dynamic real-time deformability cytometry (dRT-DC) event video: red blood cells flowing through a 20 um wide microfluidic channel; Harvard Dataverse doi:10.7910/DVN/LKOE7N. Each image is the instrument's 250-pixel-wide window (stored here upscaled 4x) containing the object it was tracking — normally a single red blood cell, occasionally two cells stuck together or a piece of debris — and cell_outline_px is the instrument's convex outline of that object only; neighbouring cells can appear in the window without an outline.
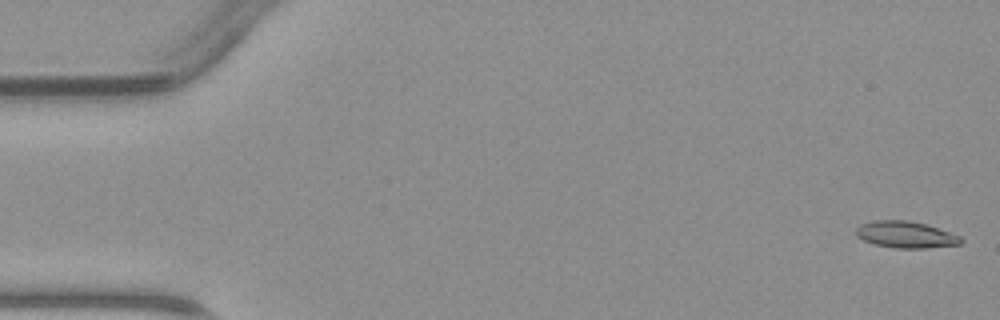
{"species": "common noctule bat (a hibernating species)", "species_latin": "Nyctalus noctula", "temperature_condition": "warm", "stored_images_in_passage": 46, "camera_frame_rate_fps": 3000, "um_per_image_px": 0.085, "animal": {"sex": "male", "body_mass_g": 23.1, "forearm_length_mm": 52.7}, "frame": {"image": 1, "passage_image": 1, "time_ms": 0.0, "image_size_px": [1000, 320], "cell_outline_px": [[964, 240], [960, 244], [924, 248], [892, 248], [876, 244], [864, 240], [856, 236], [856, 228], [860, 224], [872, 220], [908, 220], [924, 224], [960, 236]], "centroid_in_image_um": [76.95, 19.94], "position_along_channel_um": 8.1, "area_um2": 16.13}}
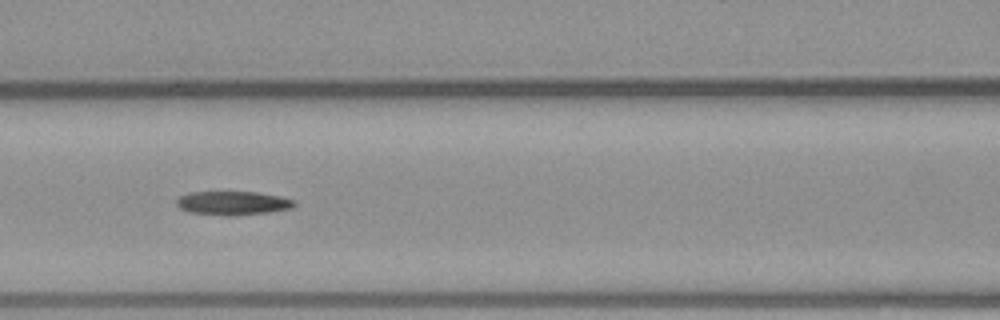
{"frame": {"image": 2, "passage_image": 20, "time_ms": 6.333, "image_size_px": [1000, 320], "cell_outline_px": [[296, 204], [292, 208], [268, 212], [236, 216], [228, 216], [188, 212], [180, 208], [176, 204], [176, 200], [180, 196], [188, 192], [256, 192], [280, 196], [296, 200]], "centroid_in_image_um": [19.79, 17.26], "position_along_channel_um": 146.8, "area_um2": 16.47}}
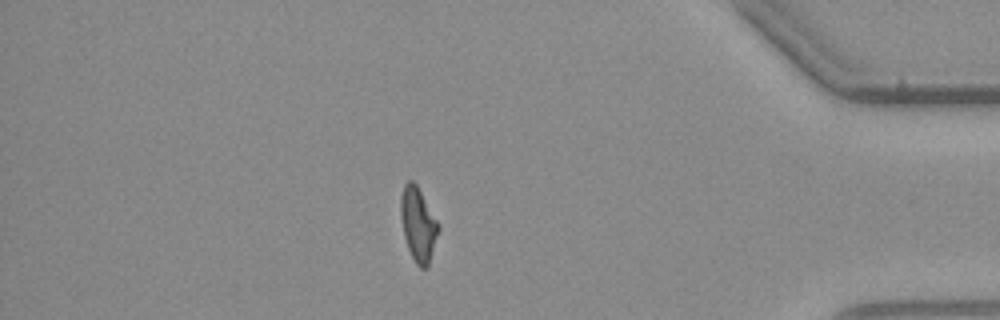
{"frame": {"image": 3, "passage_image": 40, "time_ms": 13.0, "image_size_px": [1000, 320], "cell_outline_px": [[440, 228], [428, 268], [420, 268], [416, 264], [408, 248], [404, 236], [400, 216], [400, 196], [404, 184], [408, 180], [412, 180], [416, 184], [440, 224]], "centroid_in_image_um": [35.55, 19.07], "position_along_channel_um": 399.7, "area_um2": 16.42}}